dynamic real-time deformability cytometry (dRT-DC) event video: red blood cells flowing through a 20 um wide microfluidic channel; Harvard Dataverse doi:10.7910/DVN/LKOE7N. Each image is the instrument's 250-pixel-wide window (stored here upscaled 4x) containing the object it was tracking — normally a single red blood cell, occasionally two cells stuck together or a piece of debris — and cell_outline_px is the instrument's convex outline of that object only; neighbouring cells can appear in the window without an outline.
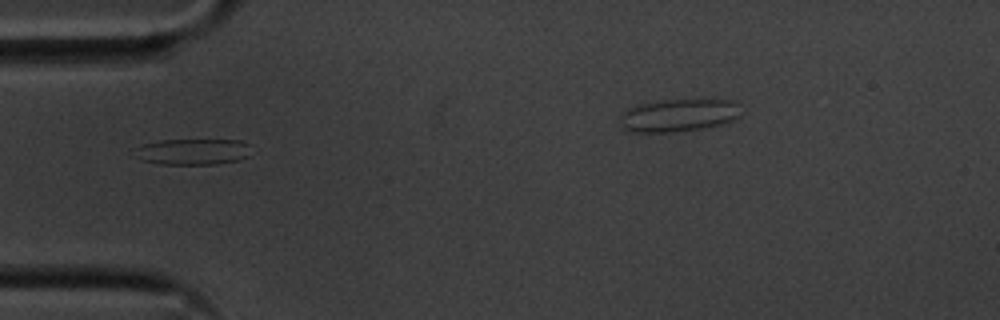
{"species": "common noctule bat (a hibernating species)", "species_latin": "Nyctalus noctula", "temperature_condition": "cold", "stored_images_in_passage": 34, "camera_frame_rate_fps": 3000, "um_per_image_px": 0.085, "animal": {"sex": "male", "body_mass_g": 20.1, "forearm_length_mm": 53.5}, "frame": {"image": 1, "passage_image": 1, "time_ms": 0.0, "image_size_px": [1000, 320], "cell_outline_px": [[252, 144], [248, 156], [240, 160], [216, 164], [160, 164], [140, 160], [136, 156], [132, 148], [144, 144], [160, 140], [240, 140]], "centroid_in_image_um": [16.39, 12.89], "position_along_channel_um": 68.6, "area_um2": 17.98}}
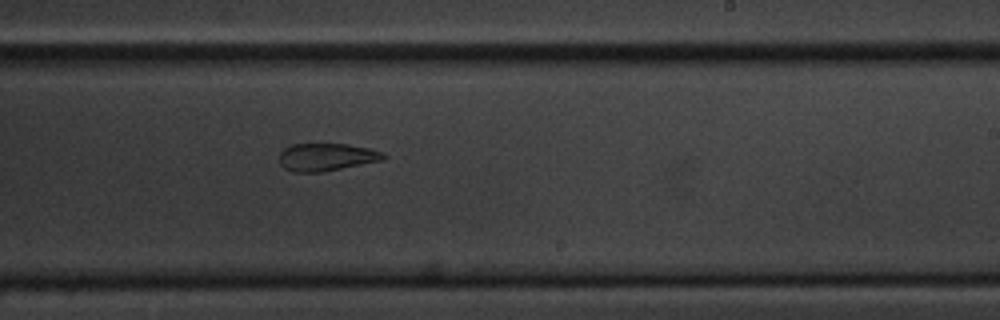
{"frame": {"image": 2, "passage_image": 17, "time_ms": 5.333, "image_size_px": [1000, 320], "cell_outline_px": [[388, 156], [384, 160], [320, 172], [292, 172], [284, 168], [280, 164], [280, 152], [284, 148], [292, 144], [348, 144], [368, 148], [384, 152]], "centroid_in_image_um": [27.76, 13.35], "position_along_channel_um": 261.2, "area_um2": 16.82}}
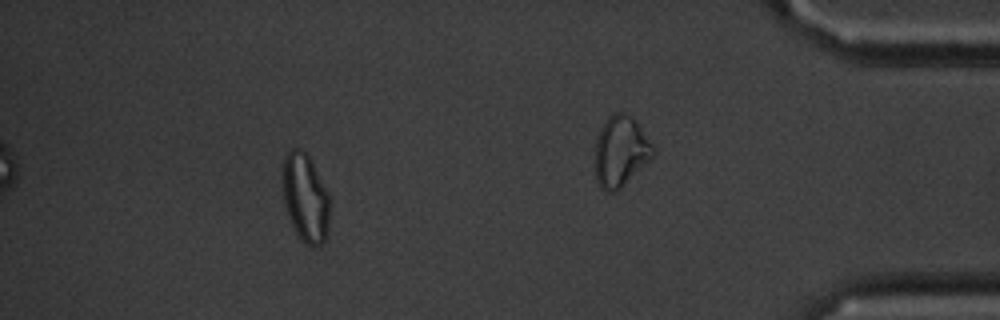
{"frame": {"image": 3, "passage_image": 28, "time_ms": 9.0, "image_size_px": [1000, 320], "cell_outline_px": [[328, 232], [324, 240], [316, 248], [312, 248], [296, 232], [292, 224], [284, 204], [284, 160], [288, 152], [292, 148], [300, 148], [312, 160], [328, 192]], "centroid_in_image_um": [25.98, 16.81], "position_along_channel_um": 409.2, "area_um2": 23.7}, "authors_computed_cell_mechanics": {"area_um2": 18.3515, "velocity_mm_per_s": 3.5987, "shape_relaxation_time_tau1_ms": 6.661, "shape_relaxation_time_tau2_ms": 6.88, "deformation_change_tau1": 0.1599, "deformation_change_tau2": 0.1624}}